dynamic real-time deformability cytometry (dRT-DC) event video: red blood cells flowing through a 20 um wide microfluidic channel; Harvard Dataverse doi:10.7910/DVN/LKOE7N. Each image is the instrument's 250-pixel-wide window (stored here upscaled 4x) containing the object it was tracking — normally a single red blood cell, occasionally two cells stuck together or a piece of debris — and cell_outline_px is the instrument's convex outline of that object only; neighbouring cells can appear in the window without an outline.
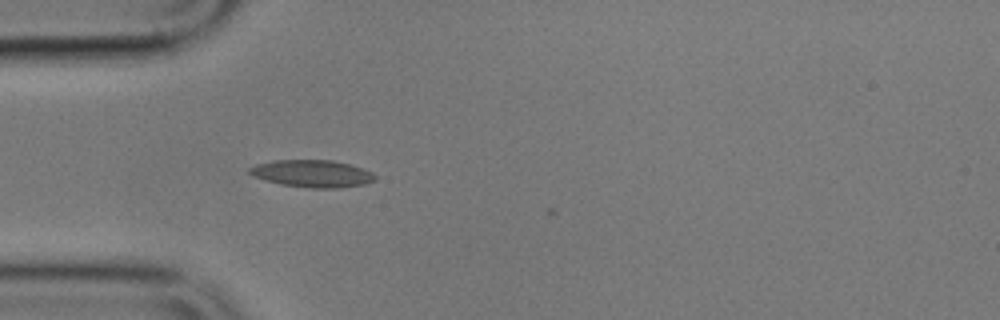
{"species": "common noctule bat (a hibernating species)", "species_latin": "Nyctalus noctula", "temperature_condition": "cold", "stored_images_in_passage": 2, "camera_frame_rate_fps": 3000, "um_per_image_px": 0.085, "animal": {"sex": "male", "body_mass_g": 17.9}, "frame": {"image": 1, "passage_image": 2, "time_ms": 1.333, "image_size_px": [1000, 320], "cell_outline_px": [[376, 180], [364, 184], [340, 188], [312, 188], [280, 184], [264, 180], [252, 176], [248, 172], [248, 168], [256, 164], [272, 160], [332, 160], [348, 164], [372, 172], [376, 176]], "centroid_in_image_um": [26.5, 14.76], "position_along_channel_um": 58.5, "area_um2": 20.0}}